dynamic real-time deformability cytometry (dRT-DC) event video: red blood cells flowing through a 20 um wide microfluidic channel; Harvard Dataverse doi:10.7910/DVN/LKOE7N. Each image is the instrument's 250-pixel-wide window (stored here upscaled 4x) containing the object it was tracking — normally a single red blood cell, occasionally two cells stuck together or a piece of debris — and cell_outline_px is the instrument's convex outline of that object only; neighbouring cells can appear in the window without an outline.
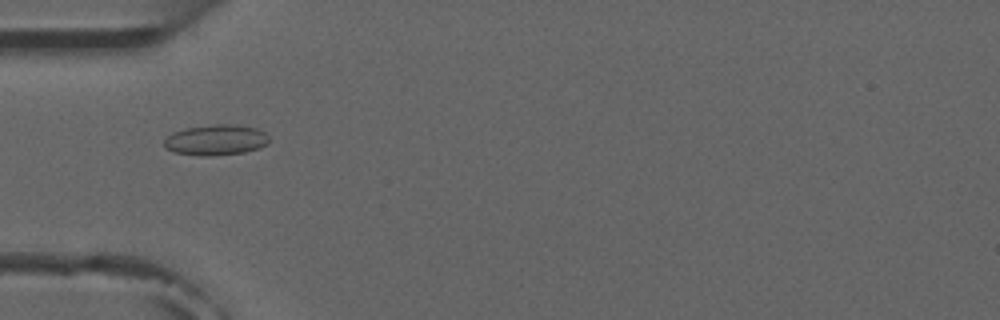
{"species": "common noctule bat (a hibernating species)", "species_latin": "Nyctalus noctula", "temperature_condition": "room temperature", "stored_images_in_passage": 7, "camera_frame_rate_fps": 3000, "um_per_image_px": 0.085, "animal": {"sex": "male", "forearm_length_mm": 52.5}, "frame": {"image": 1, "passage_image": 4, "time_ms": 4.333, "image_size_px": [1000, 320], "cell_outline_px": [[268, 144], [260, 148], [244, 152], [212, 156], [204, 156], [172, 152], [164, 148], [164, 140], [172, 132], [184, 128], [216, 124], [236, 124], [256, 128], [264, 132], [268, 136]], "centroid_in_image_um": [18.34, 11.89], "position_along_channel_um": 66.7, "area_um2": 18.9}}
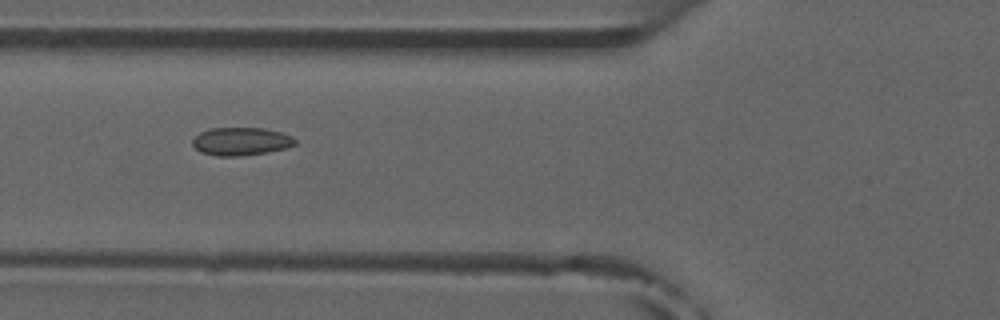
{"frame": {"image": 2, "passage_image": 5, "time_ms": 5.333, "image_size_px": [1000, 320], "cell_outline_px": [[296, 144], [284, 148], [268, 152], [240, 156], [216, 156], [200, 152], [192, 144], [192, 140], [200, 132], [208, 128], [264, 128], [280, 132], [292, 136], [296, 140]], "centroid_in_image_um": [20.47, 12.02], "position_along_channel_um": 105.3, "area_um2": 16.76}}
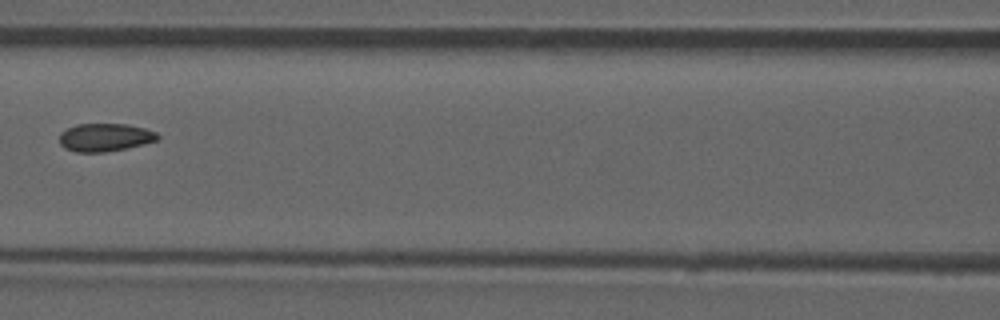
{"frame": {"image": 3, "passage_image": 6, "time_ms": 6.667, "image_size_px": [1000, 320], "cell_outline_px": [[160, 136], [156, 140], [144, 144], [104, 152], [76, 152], [64, 148], [60, 144], [60, 132], [76, 124], [128, 124], [144, 128], [156, 132]], "centroid_in_image_um": [8.9, 11.67], "position_along_channel_um": 157.7, "area_um2": 15.95}}